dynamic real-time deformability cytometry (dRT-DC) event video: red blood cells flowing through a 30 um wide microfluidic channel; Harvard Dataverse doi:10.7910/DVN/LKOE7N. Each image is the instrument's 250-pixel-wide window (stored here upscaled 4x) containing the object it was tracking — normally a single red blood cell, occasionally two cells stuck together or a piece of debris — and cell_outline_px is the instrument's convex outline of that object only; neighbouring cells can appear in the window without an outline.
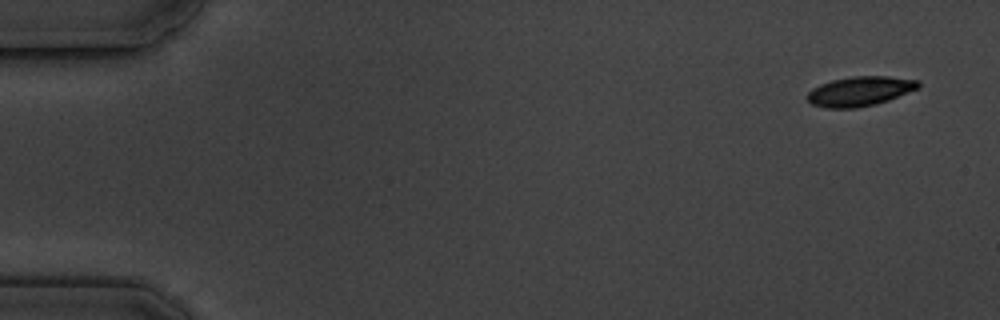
{"species": "common noctule bat (a hibernating species)", "species_latin": "Nyctalus noctula", "temperature_condition": "cold", "stored_images_in_passage": 15, "camera_frame_rate_fps": 3000, "um_per_image_px": 0.085, "animal": {"sex": "male", "body_mass_g": 19.5, "forearm_length_mm": 54.6}, "frame": {"image": 1, "passage_image": 1, "time_ms": 0.0, "image_size_px": [1000, 320], "cell_outline_px": [[920, 88], [888, 100], [876, 104], [856, 108], [828, 108], [812, 104], [808, 100], [808, 92], [812, 88], [820, 84], [832, 80], [852, 76], [888, 76], [920, 80]], "centroid_in_image_um": [73.12, 7.75], "position_along_channel_um": 11.9, "area_um2": 19.19}}
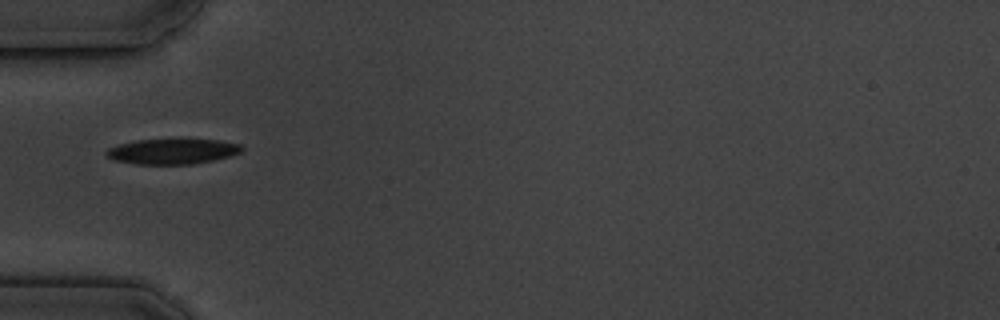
{"frame": {"image": 2, "passage_image": 5, "time_ms": 5.333, "image_size_px": [1000, 320], "cell_outline_px": [[244, 148], [240, 152], [232, 156], [192, 164], [136, 164], [112, 160], [104, 156], [104, 152], [108, 148], [120, 144], [136, 140], [180, 136], [220, 140], [240, 144]], "centroid_in_image_um": [14.65, 12.82], "position_along_channel_um": 70.3, "area_um2": 21.15}}
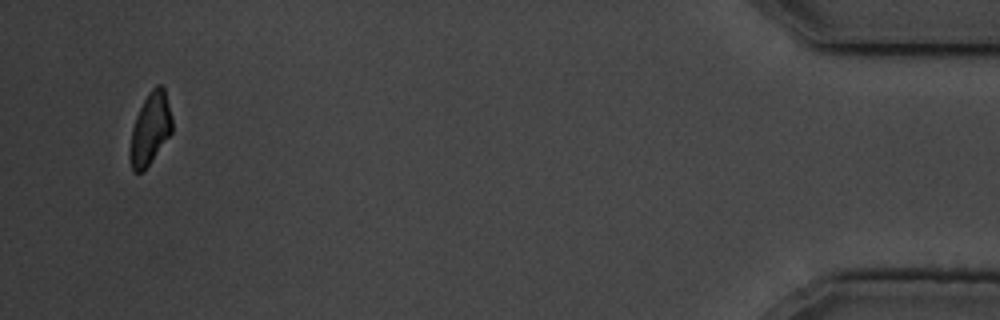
{"frame": {"image": 3, "passage_image": 15, "time_ms": 17.667, "image_size_px": [1000, 320], "cell_outline_px": [[172, 132], [148, 164], [140, 172], [132, 172], [128, 156], [128, 152], [132, 128], [136, 116], [148, 92], [156, 84], [160, 84], [164, 88], [172, 120]], "centroid_in_image_um": [12.73, 10.95], "position_along_channel_um": 422.5, "area_um2": 17.46}, "authors_computed_cell_mechanics": {"area_um2": 20.0566, "velocity_mm_per_s": 3.4725, "shape_relaxation_time_tau1_ms": 1.9796, "shape_relaxation_time_tau2_ms": null, "deformation_change_tau1": 0.074, "deformation_change_tau2": null}}